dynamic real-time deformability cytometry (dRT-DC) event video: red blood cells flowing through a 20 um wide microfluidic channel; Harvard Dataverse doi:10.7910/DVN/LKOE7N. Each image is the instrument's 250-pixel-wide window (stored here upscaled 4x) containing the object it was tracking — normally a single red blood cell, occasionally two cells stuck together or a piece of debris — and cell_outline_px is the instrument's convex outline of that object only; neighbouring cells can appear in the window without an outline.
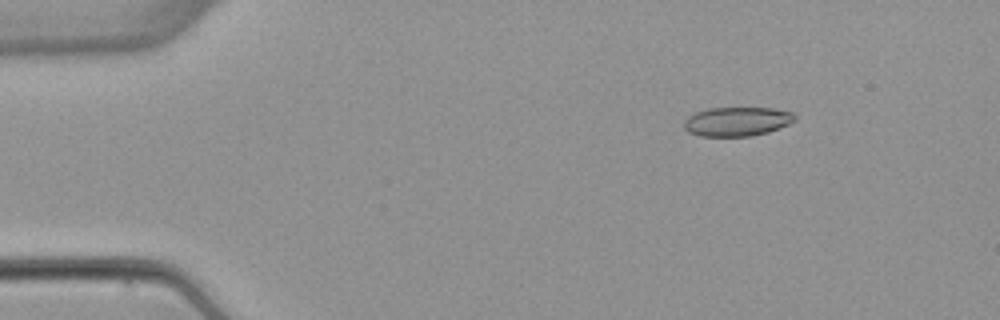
{"species": "common noctule bat (a hibernating species)", "species_latin": "Nyctalus noctula", "temperature_condition": "warm", "stored_images_in_passage": 3, "camera_frame_rate_fps": 3000, "um_per_image_px": 0.085, "animal": {"sex": "female", "body_mass_g": 22.7, "forearm_length_mm": 54.2}, "frame": {"image": 1, "passage_image": 1, "time_ms": 0.0, "image_size_px": [1000, 320], "cell_outline_px": [[796, 120], [788, 124], [768, 132], [752, 136], [700, 136], [688, 132], [684, 128], [684, 120], [688, 116], [696, 112], [708, 108], [772, 108], [792, 112], [796, 116]], "centroid_in_image_um": [62.64, 10.33], "position_along_channel_um": 22.4, "area_um2": 18.84}}
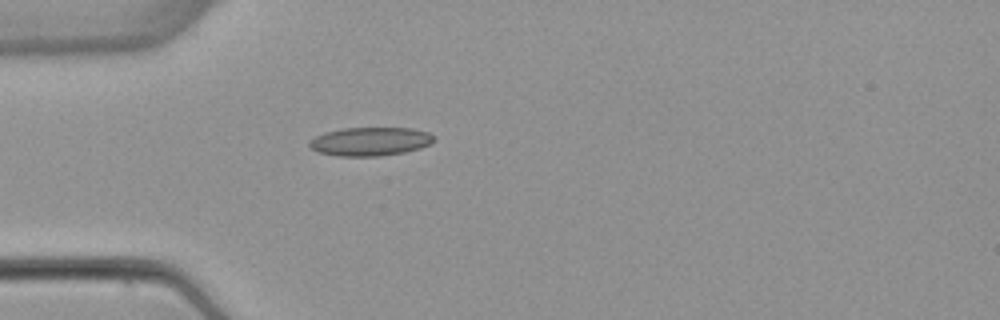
{"frame": {"image": 2, "passage_image": 3, "time_ms": 2.667, "image_size_px": [1000, 320], "cell_outline_px": [[436, 140], [432, 144], [420, 148], [404, 152], [380, 156], [340, 156], [316, 152], [308, 144], [308, 140], [324, 132], [344, 128], [412, 128], [428, 132], [436, 136]], "centroid_in_image_um": [31.49, 12.02], "position_along_channel_um": 53.5, "area_um2": 20.98}}